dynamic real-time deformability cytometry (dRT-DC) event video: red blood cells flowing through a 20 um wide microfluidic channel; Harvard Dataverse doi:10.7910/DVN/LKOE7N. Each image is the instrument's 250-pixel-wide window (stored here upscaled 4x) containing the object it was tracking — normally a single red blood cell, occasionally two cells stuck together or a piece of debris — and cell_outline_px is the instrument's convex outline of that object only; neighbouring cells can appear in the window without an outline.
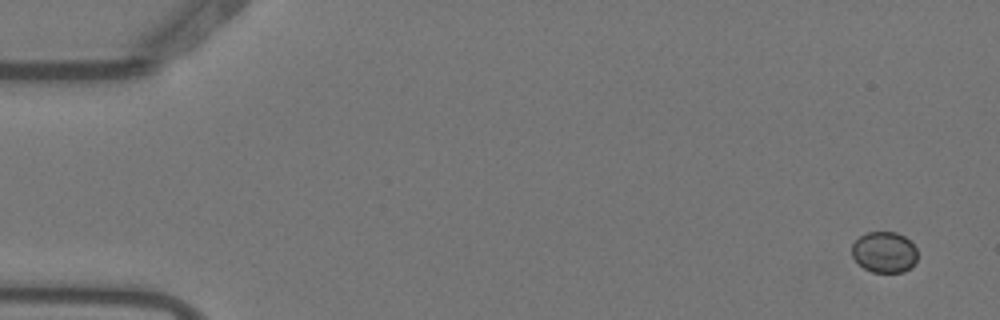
{"species": "Egyptian fruit bat (a non-hibernating species)", "species_latin": "Rousettus aegyptiacus", "temperature_condition": "warm", "stored_images_in_passage": 4, "camera_frame_rate_fps": 3000, "um_per_image_px": 0.085, "animal": {"sex": "female"}, "frame": {"image": 1, "passage_image": 1, "time_ms": 0.0, "image_size_px": [1000, 320], "cell_outline_px": [[916, 260], [904, 272], [872, 272], [864, 268], [852, 256], [852, 244], [860, 236], [868, 232], [896, 232], [904, 236], [916, 248]], "centroid_in_image_um": [75.15, 21.43], "position_along_channel_um": 9.9, "area_um2": 15.43}}
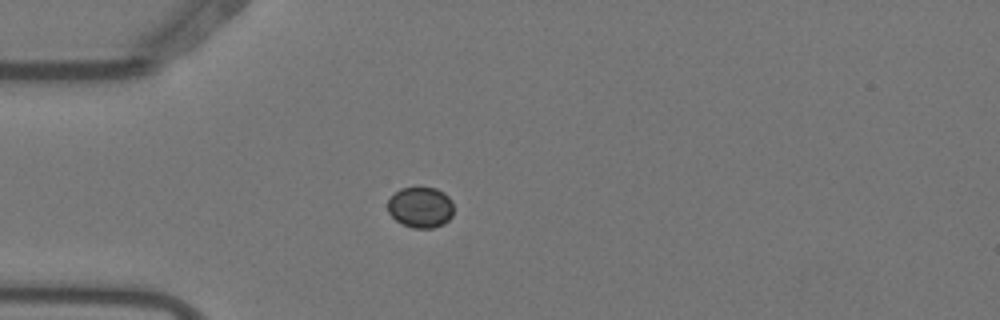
{"frame": {"image": 2, "passage_image": 4, "time_ms": 1.0, "image_size_px": [1000, 320], "cell_outline_px": [[452, 216], [444, 224], [432, 228], [412, 228], [396, 220], [388, 212], [388, 200], [400, 188], [436, 188], [444, 192], [452, 200]], "centroid_in_image_um": [35.76, 17.62], "position_along_channel_um": 49.2, "area_um2": 15.61}}